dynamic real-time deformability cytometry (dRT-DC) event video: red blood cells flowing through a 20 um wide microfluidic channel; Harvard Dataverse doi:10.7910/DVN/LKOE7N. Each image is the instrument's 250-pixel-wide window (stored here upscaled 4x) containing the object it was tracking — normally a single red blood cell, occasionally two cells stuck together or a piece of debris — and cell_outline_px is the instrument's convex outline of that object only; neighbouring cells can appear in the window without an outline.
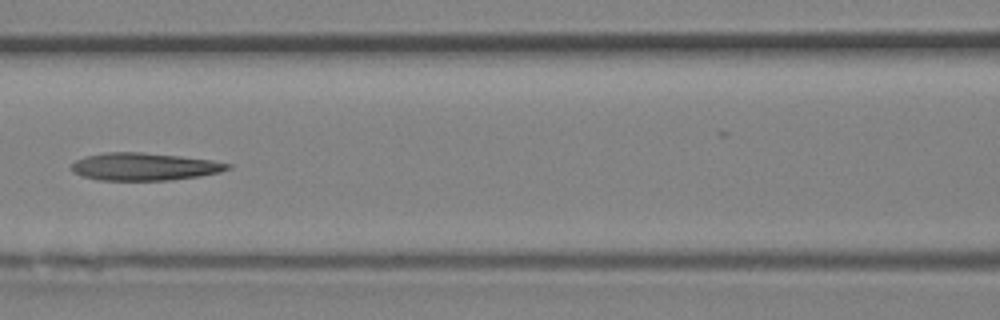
{"species": "Egyptian fruit bat (a non-hibernating species)", "species_latin": "Rousettus aegyptiacus", "temperature_condition": "room temperature", "stored_images_in_passage": 34, "camera_frame_rate_fps": 3000, "um_per_image_px": 0.085, "animal": {"sex": "female"}, "frame": {"image": 1, "passage_image": 15, "time_ms": 4.667, "image_size_px": [1000, 320], "cell_outline_px": [[232, 168], [220, 172], [200, 176], [168, 180], [100, 180], [84, 176], [72, 172], [68, 168], [76, 160], [84, 156], [104, 152], [140, 152], [180, 156], [212, 160], [232, 164]], "centroid_in_image_um": [12.25, 14.16], "position_along_channel_um": 154.3, "area_um2": 25.2}}